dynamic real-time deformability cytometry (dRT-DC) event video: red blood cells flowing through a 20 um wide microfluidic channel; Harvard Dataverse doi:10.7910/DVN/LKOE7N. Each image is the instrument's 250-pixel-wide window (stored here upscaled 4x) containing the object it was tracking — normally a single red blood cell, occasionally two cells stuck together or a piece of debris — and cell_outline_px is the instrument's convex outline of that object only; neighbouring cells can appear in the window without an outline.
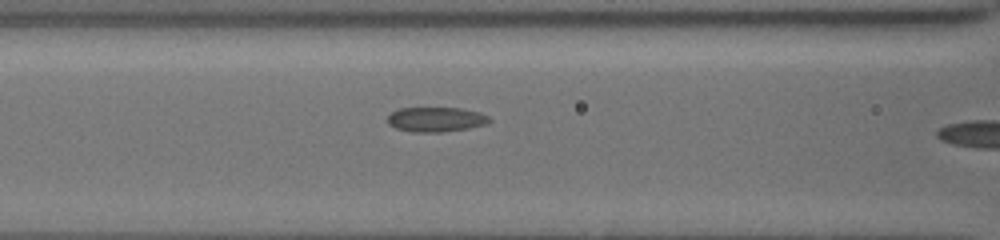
{"species": "common noctule bat (a hibernating species)", "species_latin": "Nyctalus noctula", "temperature_condition": "cold", "stored_images_in_passage": 9, "camera_frame_rate_fps": 3000, "um_per_image_px": 0.085, "animal": {"sex": "female", "body_mass_g": 19.5, "forearm_length_mm": 54.1}, "frame": {"image": 1, "passage_image": 8, "time_ms": 2.333, "image_size_px": [1000, 240], "cell_outline_px": [[492, 120], [484, 124], [468, 128], [440, 132], [412, 132], [396, 128], [388, 124], [388, 116], [392, 112], [400, 108], [460, 108], [480, 112], [488, 116]], "centroid_in_image_um": [37.04, 10.15], "position_along_channel_um": 129.6, "area_um2": 14.57}}